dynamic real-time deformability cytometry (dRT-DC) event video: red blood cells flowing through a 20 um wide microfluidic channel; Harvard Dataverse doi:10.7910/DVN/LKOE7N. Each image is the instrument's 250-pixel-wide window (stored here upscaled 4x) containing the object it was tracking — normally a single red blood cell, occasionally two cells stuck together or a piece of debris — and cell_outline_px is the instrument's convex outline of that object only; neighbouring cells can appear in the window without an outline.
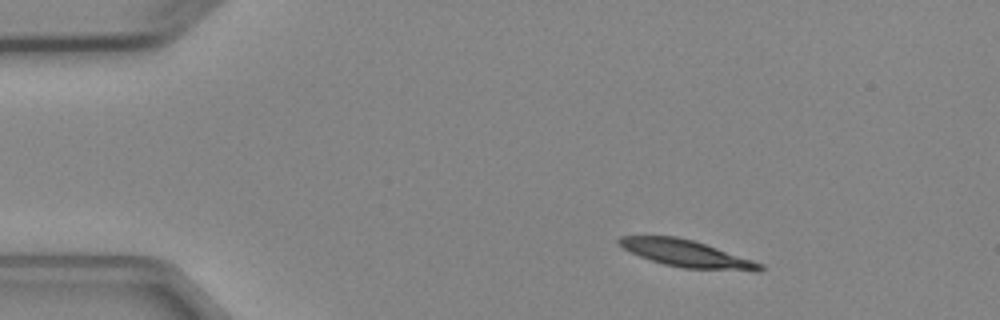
{"species": "Egyptian fruit bat (a non-hibernating species)", "species_latin": "Rousettus aegyptiacus", "temperature_condition": "cold", "stored_images_in_passage": 4, "segment_of_instrument_passage": [1, 2], "camera_frame_rate_fps": 3000, "um_per_image_px": 0.085, "animal": {"sex": "female"}, "frame": {"image": 1, "passage_image": 1, "time_ms": 0.0, "image_size_px": [1000, 320], "cell_outline_px": [[764, 268], [760, 272], [756, 272], [684, 268], [664, 264], [640, 256], [616, 244], [616, 240], [620, 236], [676, 236], [692, 240], [764, 264]], "centroid_in_image_um": [58.37, 21.57], "position_along_channel_um": 26.6, "area_um2": 22.02}}